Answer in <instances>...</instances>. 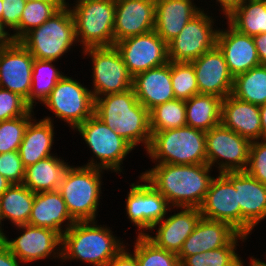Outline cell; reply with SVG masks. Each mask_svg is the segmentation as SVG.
<instances>
[{
  "instance_id": "1",
  "label": "cell",
  "mask_w": 266,
  "mask_h": 266,
  "mask_svg": "<svg viewBox=\"0 0 266 266\" xmlns=\"http://www.w3.org/2000/svg\"><path fill=\"white\" fill-rule=\"evenodd\" d=\"M208 164L158 163L141 176L173 207L199 208L213 177Z\"/></svg>"
},
{
  "instance_id": "2",
  "label": "cell",
  "mask_w": 266,
  "mask_h": 266,
  "mask_svg": "<svg viewBox=\"0 0 266 266\" xmlns=\"http://www.w3.org/2000/svg\"><path fill=\"white\" fill-rule=\"evenodd\" d=\"M94 114L133 148L139 143H144L146 150L149 147V111L138 101L133 88L96 98Z\"/></svg>"
},
{
  "instance_id": "3",
  "label": "cell",
  "mask_w": 266,
  "mask_h": 266,
  "mask_svg": "<svg viewBox=\"0 0 266 266\" xmlns=\"http://www.w3.org/2000/svg\"><path fill=\"white\" fill-rule=\"evenodd\" d=\"M116 239L108 228L93 221L75 222L62 235L61 258L80 259L94 266H106L124 244Z\"/></svg>"
},
{
  "instance_id": "4",
  "label": "cell",
  "mask_w": 266,
  "mask_h": 266,
  "mask_svg": "<svg viewBox=\"0 0 266 266\" xmlns=\"http://www.w3.org/2000/svg\"><path fill=\"white\" fill-rule=\"evenodd\" d=\"M205 140L206 132L189 126L151 131L146 151L162 164H207Z\"/></svg>"
},
{
  "instance_id": "5",
  "label": "cell",
  "mask_w": 266,
  "mask_h": 266,
  "mask_svg": "<svg viewBox=\"0 0 266 266\" xmlns=\"http://www.w3.org/2000/svg\"><path fill=\"white\" fill-rule=\"evenodd\" d=\"M68 7L65 3L47 21L19 41L34 58L56 61L77 41L74 20Z\"/></svg>"
},
{
  "instance_id": "6",
  "label": "cell",
  "mask_w": 266,
  "mask_h": 266,
  "mask_svg": "<svg viewBox=\"0 0 266 266\" xmlns=\"http://www.w3.org/2000/svg\"><path fill=\"white\" fill-rule=\"evenodd\" d=\"M102 169L90 166L67 169L58 191L75 222L93 221L99 205Z\"/></svg>"
},
{
  "instance_id": "7",
  "label": "cell",
  "mask_w": 266,
  "mask_h": 266,
  "mask_svg": "<svg viewBox=\"0 0 266 266\" xmlns=\"http://www.w3.org/2000/svg\"><path fill=\"white\" fill-rule=\"evenodd\" d=\"M76 3L70 11L76 38L82 42L83 49L114 46L115 0H77Z\"/></svg>"
},
{
  "instance_id": "8",
  "label": "cell",
  "mask_w": 266,
  "mask_h": 266,
  "mask_svg": "<svg viewBox=\"0 0 266 266\" xmlns=\"http://www.w3.org/2000/svg\"><path fill=\"white\" fill-rule=\"evenodd\" d=\"M101 163L92 159L86 166L121 172L120 166L133 147L93 114L76 128ZM96 163V164H95Z\"/></svg>"
},
{
  "instance_id": "9",
  "label": "cell",
  "mask_w": 266,
  "mask_h": 266,
  "mask_svg": "<svg viewBox=\"0 0 266 266\" xmlns=\"http://www.w3.org/2000/svg\"><path fill=\"white\" fill-rule=\"evenodd\" d=\"M84 53L92 58L94 99L132 88L133 76L115 45L84 48Z\"/></svg>"
},
{
  "instance_id": "10",
  "label": "cell",
  "mask_w": 266,
  "mask_h": 266,
  "mask_svg": "<svg viewBox=\"0 0 266 266\" xmlns=\"http://www.w3.org/2000/svg\"><path fill=\"white\" fill-rule=\"evenodd\" d=\"M43 104L76 129L94 114L95 99L89 89L63 76Z\"/></svg>"
},
{
  "instance_id": "11",
  "label": "cell",
  "mask_w": 266,
  "mask_h": 266,
  "mask_svg": "<svg viewBox=\"0 0 266 266\" xmlns=\"http://www.w3.org/2000/svg\"><path fill=\"white\" fill-rule=\"evenodd\" d=\"M205 142L207 164L211 168L218 159L222 158V162H217L219 173L238 172L247 169L251 145L249 139L219 124L206 132Z\"/></svg>"
},
{
  "instance_id": "12",
  "label": "cell",
  "mask_w": 266,
  "mask_h": 266,
  "mask_svg": "<svg viewBox=\"0 0 266 266\" xmlns=\"http://www.w3.org/2000/svg\"><path fill=\"white\" fill-rule=\"evenodd\" d=\"M213 19L201 10L168 43V58L174 62H191L216 46L218 30Z\"/></svg>"
},
{
  "instance_id": "13",
  "label": "cell",
  "mask_w": 266,
  "mask_h": 266,
  "mask_svg": "<svg viewBox=\"0 0 266 266\" xmlns=\"http://www.w3.org/2000/svg\"><path fill=\"white\" fill-rule=\"evenodd\" d=\"M115 47L133 77L169 62L168 44L155 30L126 38L117 42Z\"/></svg>"
},
{
  "instance_id": "14",
  "label": "cell",
  "mask_w": 266,
  "mask_h": 266,
  "mask_svg": "<svg viewBox=\"0 0 266 266\" xmlns=\"http://www.w3.org/2000/svg\"><path fill=\"white\" fill-rule=\"evenodd\" d=\"M238 192L240 233L247 235L266 217V185L246 171L222 173Z\"/></svg>"
},
{
  "instance_id": "15",
  "label": "cell",
  "mask_w": 266,
  "mask_h": 266,
  "mask_svg": "<svg viewBox=\"0 0 266 266\" xmlns=\"http://www.w3.org/2000/svg\"><path fill=\"white\" fill-rule=\"evenodd\" d=\"M146 184H131L126 200L128 218L140 231L139 235H146L142 230H151L152 227L164 219L167 210H170L168 201L142 176ZM142 229V230H141Z\"/></svg>"
},
{
  "instance_id": "16",
  "label": "cell",
  "mask_w": 266,
  "mask_h": 266,
  "mask_svg": "<svg viewBox=\"0 0 266 266\" xmlns=\"http://www.w3.org/2000/svg\"><path fill=\"white\" fill-rule=\"evenodd\" d=\"M34 57L19 42L0 49V87L23 97L29 105Z\"/></svg>"
},
{
  "instance_id": "17",
  "label": "cell",
  "mask_w": 266,
  "mask_h": 266,
  "mask_svg": "<svg viewBox=\"0 0 266 266\" xmlns=\"http://www.w3.org/2000/svg\"><path fill=\"white\" fill-rule=\"evenodd\" d=\"M17 228L24 229V233L11 241L5 236L3 242L19 261L25 263L36 261L47 258L52 252L56 255L54 252L56 248L59 250L57 257L61 258L62 236L58 232L29 224L17 225Z\"/></svg>"
},
{
  "instance_id": "18",
  "label": "cell",
  "mask_w": 266,
  "mask_h": 266,
  "mask_svg": "<svg viewBox=\"0 0 266 266\" xmlns=\"http://www.w3.org/2000/svg\"><path fill=\"white\" fill-rule=\"evenodd\" d=\"M199 210L202 217L229 223L240 233L238 192L222 173L211 180Z\"/></svg>"
},
{
  "instance_id": "19",
  "label": "cell",
  "mask_w": 266,
  "mask_h": 266,
  "mask_svg": "<svg viewBox=\"0 0 266 266\" xmlns=\"http://www.w3.org/2000/svg\"><path fill=\"white\" fill-rule=\"evenodd\" d=\"M191 63L200 94H212L224 99L232 93L234 78L228 70L223 53L217 46Z\"/></svg>"
},
{
  "instance_id": "20",
  "label": "cell",
  "mask_w": 266,
  "mask_h": 266,
  "mask_svg": "<svg viewBox=\"0 0 266 266\" xmlns=\"http://www.w3.org/2000/svg\"><path fill=\"white\" fill-rule=\"evenodd\" d=\"M114 45L155 27V0H115Z\"/></svg>"
},
{
  "instance_id": "21",
  "label": "cell",
  "mask_w": 266,
  "mask_h": 266,
  "mask_svg": "<svg viewBox=\"0 0 266 266\" xmlns=\"http://www.w3.org/2000/svg\"><path fill=\"white\" fill-rule=\"evenodd\" d=\"M228 25V31L218 30L216 46L223 53L228 70L234 78L261 64L253 37Z\"/></svg>"
},
{
  "instance_id": "22",
  "label": "cell",
  "mask_w": 266,
  "mask_h": 266,
  "mask_svg": "<svg viewBox=\"0 0 266 266\" xmlns=\"http://www.w3.org/2000/svg\"><path fill=\"white\" fill-rule=\"evenodd\" d=\"M201 218L202 215L199 208L183 207L181 212L161 220L152 227L151 230L153 231L159 224L157 235L153 237L146 234V236L157 247L178 255L185 240L194 231Z\"/></svg>"
},
{
  "instance_id": "23",
  "label": "cell",
  "mask_w": 266,
  "mask_h": 266,
  "mask_svg": "<svg viewBox=\"0 0 266 266\" xmlns=\"http://www.w3.org/2000/svg\"><path fill=\"white\" fill-rule=\"evenodd\" d=\"M135 95L150 112L156 106L175 99L171 82V61L133 77Z\"/></svg>"
},
{
  "instance_id": "24",
  "label": "cell",
  "mask_w": 266,
  "mask_h": 266,
  "mask_svg": "<svg viewBox=\"0 0 266 266\" xmlns=\"http://www.w3.org/2000/svg\"><path fill=\"white\" fill-rule=\"evenodd\" d=\"M239 232L229 223L202 217L178 254L185 257L226 246Z\"/></svg>"
},
{
  "instance_id": "25",
  "label": "cell",
  "mask_w": 266,
  "mask_h": 266,
  "mask_svg": "<svg viewBox=\"0 0 266 266\" xmlns=\"http://www.w3.org/2000/svg\"><path fill=\"white\" fill-rule=\"evenodd\" d=\"M221 124L251 142L262 138L260 107L231 94L222 99Z\"/></svg>"
},
{
  "instance_id": "26",
  "label": "cell",
  "mask_w": 266,
  "mask_h": 266,
  "mask_svg": "<svg viewBox=\"0 0 266 266\" xmlns=\"http://www.w3.org/2000/svg\"><path fill=\"white\" fill-rule=\"evenodd\" d=\"M200 11L191 0H155L154 30L168 44Z\"/></svg>"
},
{
  "instance_id": "27",
  "label": "cell",
  "mask_w": 266,
  "mask_h": 266,
  "mask_svg": "<svg viewBox=\"0 0 266 266\" xmlns=\"http://www.w3.org/2000/svg\"><path fill=\"white\" fill-rule=\"evenodd\" d=\"M66 220H68V226L66 225L63 231L61 225ZM74 223L58 190L35 193L29 225L49 228L62 236Z\"/></svg>"
},
{
  "instance_id": "28",
  "label": "cell",
  "mask_w": 266,
  "mask_h": 266,
  "mask_svg": "<svg viewBox=\"0 0 266 266\" xmlns=\"http://www.w3.org/2000/svg\"><path fill=\"white\" fill-rule=\"evenodd\" d=\"M49 117L39 122H29L19 147V155L23 166L37 163L39 160L52 156L53 124Z\"/></svg>"
},
{
  "instance_id": "29",
  "label": "cell",
  "mask_w": 266,
  "mask_h": 266,
  "mask_svg": "<svg viewBox=\"0 0 266 266\" xmlns=\"http://www.w3.org/2000/svg\"><path fill=\"white\" fill-rule=\"evenodd\" d=\"M68 168L60 158L47 157L25 168L23 184L34 193L56 191Z\"/></svg>"
},
{
  "instance_id": "30",
  "label": "cell",
  "mask_w": 266,
  "mask_h": 266,
  "mask_svg": "<svg viewBox=\"0 0 266 266\" xmlns=\"http://www.w3.org/2000/svg\"><path fill=\"white\" fill-rule=\"evenodd\" d=\"M222 98L212 94H196L185 100L186 124L189 127L208 132L221 124Z\"/></svg>"
},
{
  "instance_id": "31",
  "label": "cell",
  "mask_w": 266,
  "mask_h": 266,
  "mask_svg": "<svg viewBox=\"0 0 266 266\" xmlns=\"http://www.w3.org/2000/svg\"><path fill=\"white\" fill-rule=\"evenodd\" d=\"M34 197L24 184H12L0 196V220L7 218L15 226L28 224Z\"/></svg>"
},
{
  "instance_id": "32",
  "label": "cell",
  "mask_w": 266,
  "mask_h": 266,
  "mask_svg": "<svg viewBox=\"0 0 266 266\" xmlns=\"http://www.w3.org/2000/svg\"><path fill=\"white\" fill-rule=\"evenodd\" d=\"M227 19L233 28L251 37L266 33V0H246Z\"/></svg>"
},
{
  "instance_id": "33",
  "label": "cell",
  "mask_w": 266,
  "mask_h": 266,
  "mask_svg": "<svg viewBox=\"0 0 266 266\" xmlns=\"http://www.w3.org/2000/svg\"><path fill=\"white\" fill-rule=\"evenodd\" d=\"M237 99L263 105L266 103V66L259 65L234 77L232 93Z\"/></svg>"
},
{
  "instance_id": "34",
  "label": "cell",
  "mask_w": 266,
  "mask_h": 266,
  "mask_svg": "<svg viewBox=\"0 0 266 266\" xmlns=\"http://www.w3.org/2000/svg\"><path fill=\"white\" fill-rule=\"evenodd\" d=\"M54 60L34 58L32 66V83L29 92V106L33 109L35 99L42 103L49 97L52 89L63 75L53 66Z\"/></svg>"
},
{
  "instance_id": "35",
  "label": "cell",
  "mask_w": 266,
  "mask_h": 266,
  "mask_svg": "<svg viewBox=\"0 0 266 266\" xmlns=\"http://www.w3.org/2000/svg\"><path fill=\"white\" fill-rule=\"evenodd\" d=\"M247 235L238 233L226 246L185 257L180 266H242V260L235 252L238 239Z\"/></svg>"
},
{
  "instance_id": "36",
  "label": "cell",
  "mask_w": 266,
  "mask_h": 266,
  "mask_svg": "<svg viewBox=\"0 0 266 266\" xmlns=\"http://www.w3.org/2000/svg\"><path fill=\"white\" fill-rule=\"evenodd\" d=\"M149 117L151 131L187 126L185 100L173 99L160 104L149 112Z\"/></svg>"
},
{
  "instance_id": "37",
  "label": "cell",
  "mask_w": 266,
  "mask_h": 266,
  "mask_svg": "<svg viewBox=\"0 0 266 266\" xmlns=\"http://www.w3.org/2000/svg\"><path fill=\"white\" fill-rule=\"evenodd\" d=\"M65 3L63 1L26 2L19 21V41L32 29L37 28L55 14Z\"/></svg>"
},
{
  "instance_id": "38",
  "label": "cell",
  "mask_w": 266,
  "mask_h": 266,
  "mask_svg": "<svg viewBox=\"0 0 266 266\" xmlns=\"http://www.w3.org/2000/svg\"><path fill=\"white\" fill-rule=\"evenodd\" d=\"M133 254L138 266H180L177 254L157 247L146 235H138Z\"/></svg>"
},
{
  "instance_id": "39",
  "label": "cell",
  "mask_w": 266,
  "mask_h": 266,
  "mask_svg": "<svg viewBox=\"0 0 266 266\" xmlns=\"http://www.w3.org/2000/svg\"><path fill=\"white\" fill-rule=\"evenodd\" d=\"M171 82L175 99L188 100L199 94L196 74L191 62L171 61Z\"/></svg>"
},
{
  "instance_id": "40",
  "label": "cell",
  "mask_w": 266,
  "mask_h": 266,
  "mask_svg": "<svg viewBox=\"0 0 266 266\" xmlns=\"http://www.w3.org/2000/svg\"><path fill=\"white\" fill-rule=\"evenodd\" d=\"M31 112L0 122V154L19 150L28 123L34 121Z\"/></svg>"
},
{
  "instance_id": "41",
  "label": "cell",
  "mask_w": 266,
  "mask_h": 266,
  "mask_svg": "<svg viewBox=\"0 0 266 266\" xmlns=\"http://www.w3.org/2000/svg\"><path fill=\"white\" fill-rule=\"evenodd\" d=\"M31 109L23 97L0 87V122L24 116Z\"/></svg>"
},
{
  "instance_id": "42",
  "label": "cell",
  "mask_w": 266,
  "mask_h": 266,
  "mask_svg": "<svg viewBox=\"0 0 266 266\" xmlns=\"http://www.w3.org/2000/svg\"><path fill=\"white\" fill-rule=\"evenodd\" d=\"M250 176L266 185V139L252 141L249 162L245 170Z\"/></svg>"
},
{
  "instance_id": "43",
  "label": "cell",
  "mask_w": 266,
  "mask_h": 266,
  "mask_svg": "<svg viewBox=\"0 0 266 266\" xmlns=\"http://www.w3.org/2000/svg\"><path fill=\"white\" fill-rule=\"evenodd\" d=\"M0 174L11 184H23L25 167L18 150L0 154Z\"/></svg>"
},
{
  "instance_id": "44",
  "label": "cell",
  "mask_w": 266,
  "mask_h": 266,
  "mask_svg": "<svg viewBox=\"0 0 266 266\" xmlns=\"http://www.w3.org/2000/svg\"><path fill=\"white\" fill-rule=\"evenodd\" d=\"M26 3L23 0H3L2 22L5 27L16 30L13 39L19 41V21Z\"/></svg>"
},
{
  "instance_id": "45",
  "label": "cell",
  "mask_w": 266,
  "mask_h": 266,
  "mask_svg": "<svg viewBox=\"0 0 266 266\" xmlns=\"http://www.w3.org/2000/svg\"><path fill=\"white\" fill-rule=\"evenodd\" d=\"M106 266H138L137 258L123 248Z\"/></svg>"
},
{
  "instance_id": "46",
  "label": "cell",
  "mask_w": 266,
  "mask_h": 266,
  "mask_svg": "<svg viewBox=\"0 0 266 266\" xmlns=\"http://www.w3.org/2000/svg\"><path fill=\"white\" fill-rule=\"evenodd\" d=\"M19 259L10 252L7 245L0 241V266H19Z\"/></svg>"
},
{
  "instance_id": "47",
  "label": "cell",
  "mask_w": 266,
  "mask_h": 266,
  "mask_svg": "<svg viewBox=\"0 0 266 266\" xmlns=\"http://www.w3.org/2000/svg\"><path fill=\"white\" fill-rule=\"evenodd\" d=\"M254 44L262 66H266V33L253 36Z\"/></svg>"
},
{
  "instance_id": "48",
  "label": "cell",
  "mask_w": 266,
  "mask_h": 266,
  "mask_svg": "<svg viewBox=\"0 0 266 266\" xmlns=\"http://www.w3.org/2000/svg\"><path fill=\"white\" fill-rule=\"evenodd\" d=\"M222 6V10L228 17L236 8H239L246 0H217Z\"/></svg>"
},
{
  "instance_id": "49",
  "label": "cell",
  "mask_w": 266,
  "mask_h": 266,
  "mask_svg": "<svg viewBox=\"0 0 266 266\" xmlns=\"http://www.w3.org/2000/svg\"><path fill=\"white\" fill-rule=\"evenodd\" d=\"M5 25L0 19V49L11 45L15 40L13 36H10L7 31H5Z\"/></svg>"
},
{
  "instance_id": "50",
  "label": "cell",
  "mask_w": 266,
  "mask_h": 266,
  "mask_svg": "<svg viewBox=\"0 0 266 266\" xmlns=\"http://www.w3.org/2000/svg\"><path fill=\"white\" fill-rule=\"evenodd\" d=\"M260 118L262 128V139H266V103L260 105Z\"/></svg>"
},
{
  "instance_id": "51",
  "label": "cell",
  "mask_w": 266,
  "mask_h": 266,
  "mask_svg": "<svg viewBox=\"0 0 266 266\" xmlns=\"http://www.w3.org/2000/svg\"><path fill=\"white\" fill-rule=\"evenodd\" d=\"M11 185L12 184L0 174V196L3 195Z\"/></svg>"
},
{
  "instance_id": "52",
  "label": "cell",
  "mask_w": 266,
  "mask_h": 266,
  "mask_svg": "<svg viewBox=\"0 0 266 266\" xmlns=\"http://www.w3.org/2000/svg\"><path fill=\"white\" fill-rule=\"evenodd\" d=\"M251 266H266V263H264V262H261L260 260H256V259H252L251 258Z\"/></svg>"
},
{
  "instance_id": "53",
  "label": "cell",
  "mask_w": 266,
  "mask_h": 266,
  "mask_svg": "<svg viewBox=\"0 0 266 266\" xmlns=\"http://www.w3.org/2000/svg\"><path fill=\"white\" fill-rule=\"evenodd\" d=\"M0 225L2 226L1 220H0ZM5 236L6 235H4V233L2 232V228L0 227V241H3V239H4Z\"/></svg>"
},
{
  "instance_id": "54",
  "label": "cell",
  "mask_w": 266,
  "mask_h": 266,
  "mask_svg": "<svg viewBox=\"0 0 266 266\" xmlns=\"http://www.w3.org/2000/svg\"><path fill=\"white\" fill-rule=\"evenodd\" d=\"M3 0H0V19L2 18V13H3Z\"/></svg>"
},
{
  "instance_id": "55",
  "label": "cell",
  "mask_w": 266,
  "mask_h": 266,
  "mask_svg": "<svg viewBox=\"0 0 266 266\" xmlns=\"http://www.w3.org/2000/svg\"><path fill=\"white\" fill-rule=\"evenodd\" d=\"M23 1L26 3V2L38 1V0H23ZM39 1H62V0H39Z\"/></svg>"
}]
</instances>
